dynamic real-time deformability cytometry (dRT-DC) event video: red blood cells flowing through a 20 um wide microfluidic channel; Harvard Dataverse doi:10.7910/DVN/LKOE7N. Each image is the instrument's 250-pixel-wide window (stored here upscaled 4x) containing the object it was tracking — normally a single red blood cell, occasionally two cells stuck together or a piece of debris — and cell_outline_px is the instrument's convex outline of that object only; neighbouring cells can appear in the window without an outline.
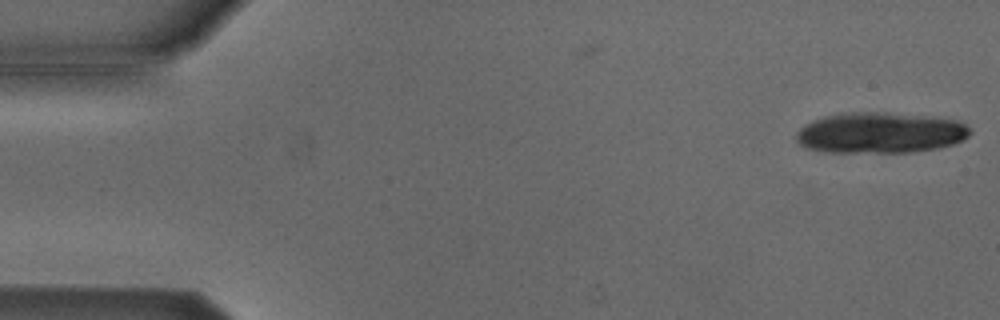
{"species": "Egyptian fruit bat (a non-hibernating species)", "species_latin": "Rousettus aegyptiacus", "temperature_condition": "cold", "stored_images_in_passage": 4, "camera_frame_rate_fps": 3000, "um_per_image_px": 0.085, "animal": {"sex": "male"}, "frame": {"image": 1, "passage_image": 4, "time_ms": 1.0, "image_size_px": [1000, 320], "cell_outline_px": [[972, 132], [964, 140], [952, 144], [936, 148], [908, 152], [828, 152], [804, 148], [796, 140], [796, 132], [804, 124], [824, 116], [840, 112], [884, 112], [924, 116], [956, 120], [964, 124]], "centroid_in_image_um": [74.77, 11.28], "position_along_channel_um": 10.2, "area_um2": 41.38}}